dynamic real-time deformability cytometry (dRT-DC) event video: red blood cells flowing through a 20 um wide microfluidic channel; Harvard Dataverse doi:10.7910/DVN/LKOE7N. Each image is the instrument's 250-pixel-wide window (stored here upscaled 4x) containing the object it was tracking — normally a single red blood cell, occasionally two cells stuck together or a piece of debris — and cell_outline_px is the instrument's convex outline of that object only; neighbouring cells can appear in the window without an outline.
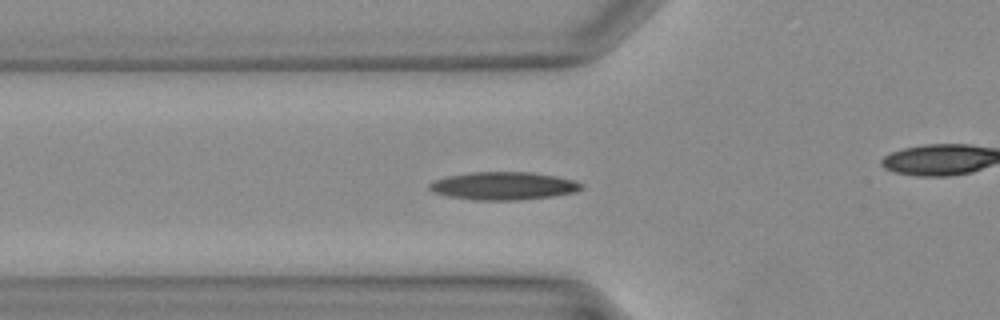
{"species": "Egyptian fruit bat (a non-hibernating species)", "species_latin": "Rousettus aegyptiacus", "temperature_condition": "warm", "stored_images_in_passage": 34, "camera_frame_rate_fps": 3000, "um_per_image_px": 0.085, "animal": {"sex": "female"}, "frame": {"image": 1, "passage_image": 9, "time_ms": 2.667, "image_size_px": [1000, 320], "cell_outline_px": [[580, 188], [572, 192], [552, 196], [516, 200], [476, 200], [448, 196], [432, 192], [428, 188], [428, 184], [436, 180], [448, 176], [468, 172], [532, 172], [556, 176], [572, 180], [580, 184]], "centroid_in_image_um": [42.71, 15.79], "position_along_channel_um": 83.1, "area_um2": 24.39}}
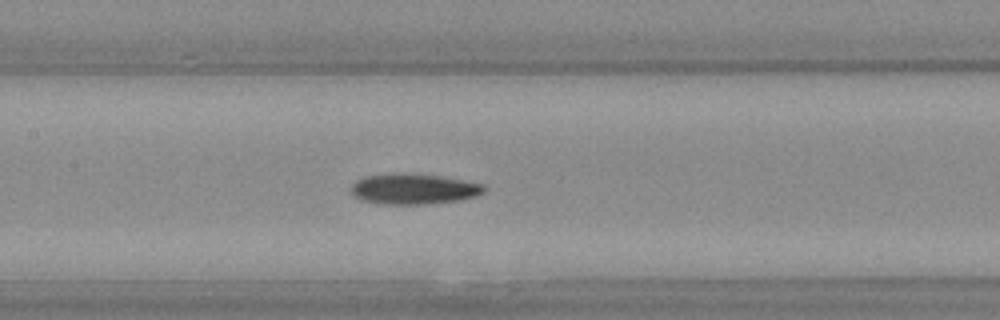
{"frame": {"image": 2, "passage_image": 14, "time_ms": 4.333, "image_size_px": [1000, 320], "cell_outline_px": [[484, 192], [476, 196], [460, 200], [428, 204], [380, 204], [360, 200], [352, 196], [352, 184], [356, 180], [364, 176], [392, 172], [404, 172], [440, 176], [484, 184]], "centroid_in_image_um": [35.11, 16.05], "position_along_channel_um": 172.3, "area_um2": 24.04}}
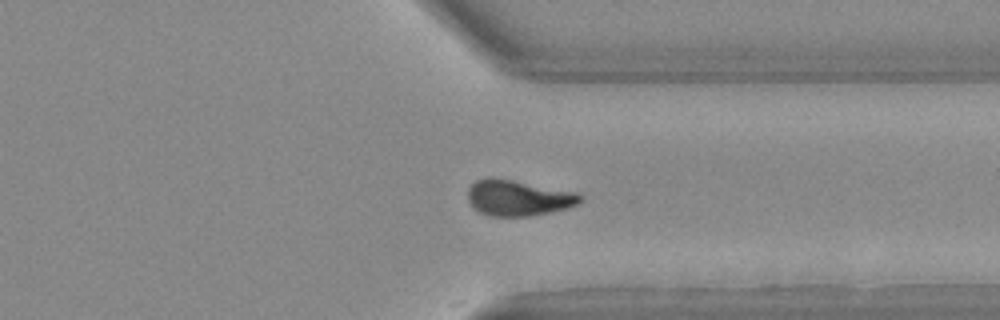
{"frame": {"image": 3, "passage_image": 25, "time_ms": 8.0, "image_size_px": [1000, 320], "cell_outline_px": [[580, 200], [576, 204], [568, 208], [532, 216], [492, 216], [480, 212], [472, 208], [468, 200], [468, 188], [476, 180], [488, 176], [512, 180], [580, 192]], "centroid_in_image_um": [44.02, 16.81], "position_along_channel_um": 367.4, "area_um2": 23.58}}